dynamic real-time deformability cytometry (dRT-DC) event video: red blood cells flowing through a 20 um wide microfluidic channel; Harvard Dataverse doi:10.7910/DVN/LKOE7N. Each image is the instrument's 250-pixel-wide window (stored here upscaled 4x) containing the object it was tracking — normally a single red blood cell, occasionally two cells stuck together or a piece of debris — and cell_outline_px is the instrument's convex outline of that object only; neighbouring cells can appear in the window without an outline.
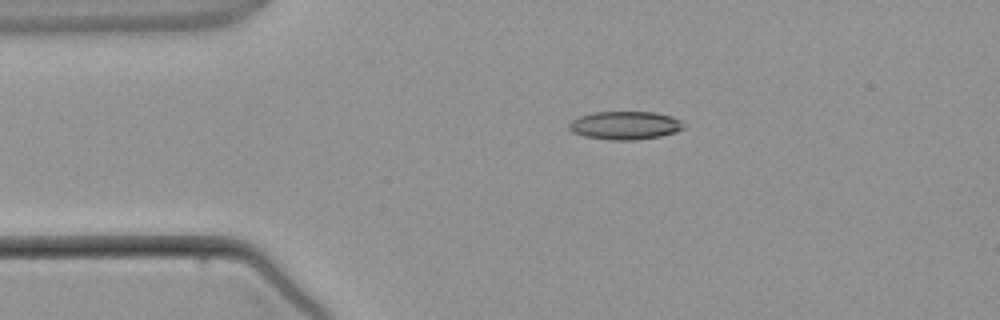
{"species": "common noctule bat (a hibernating species)", "species_latin": "Nyctalus noctula", "temperature_condition": "warm", "stored_images_in_passage": 2, "camera_frame_rate_fps": 3000, "um_per_image_px": 0.085, "animal": {"sex": "male", "body_mass_g": 21.5, "forearm_length_mm": 52.0}, "frame": {"image": 1, "passage_image": 1, "time_ms": 0.0, "image_size_px": [1000, 320], "cell_outline_px": [[684, 128], [676, 132], [660, 136], [632, 140], [608, 140], [584, 136], [572, 132], [568, 128], [568, 124], [572, 120], [580, 116], [592, 112], [652, 112], [672, 116], [680, 120], [684, 124]], "centroid_in_image_um": [53.11, 10.66], "position_along_channel_um": 31.9, "area_um2": 18.9}}